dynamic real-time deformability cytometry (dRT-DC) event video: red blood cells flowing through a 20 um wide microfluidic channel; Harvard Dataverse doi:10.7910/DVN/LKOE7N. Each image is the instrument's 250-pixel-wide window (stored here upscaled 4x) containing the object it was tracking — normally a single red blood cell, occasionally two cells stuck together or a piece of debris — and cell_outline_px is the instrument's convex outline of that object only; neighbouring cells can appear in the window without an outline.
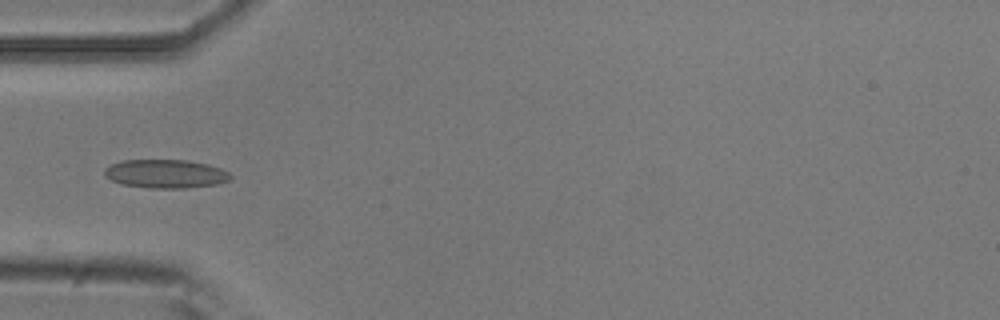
{"species": "common noctule bat (a hibernating species)", "species_latin": "Nyctalus noctula", "temperature_condition": "room temperature", "stored_images_in_passage": 6, "camera_frame_rate_fps": 3000, "um_per_image_px": 0.085, "animal": {"sex": "male", "body_mass_g": 20.5, "forearm_length_mm": 52.5}, "frame": {"image": 1, "passage_image": 5, "time_ms": 1.333, "image_size_px": [1000, 320], "cell_outline_px": [[232, 176], [228, 180], [216, 184], [184, 188], [152, 188], [120, 184], [104, 176], [104, 168], [120, 160], [188, 160], [208, 164], [220, 168], [228, 172]], "centroid_in_image_um": [14.05, 14.76], "position_along_channel_um": 71.0, "area_um2": 20.98}}
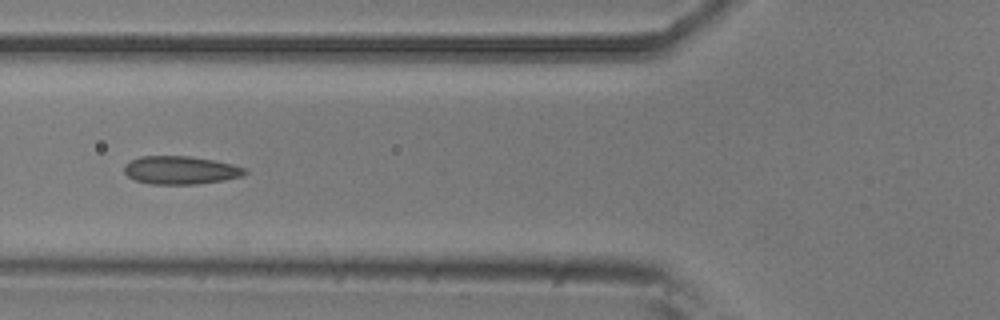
{"frame": {"image": 2, "passage_image": 6, "time_ms": 1.667, "image_size_px": [1000, 320], "cell_outline_px": [[248, 172], [244, 176], [196, 184], [148, 184], [136, 180], [128, 176], [124, 172], [124, 164], [140, 156], [188, 156], [216, 160], [232, 164], [244, 168]], "centroid_in_image_um": [15.34, 14.46], "position_along_channel_um": 110.5, "area_um2": 19.77}}